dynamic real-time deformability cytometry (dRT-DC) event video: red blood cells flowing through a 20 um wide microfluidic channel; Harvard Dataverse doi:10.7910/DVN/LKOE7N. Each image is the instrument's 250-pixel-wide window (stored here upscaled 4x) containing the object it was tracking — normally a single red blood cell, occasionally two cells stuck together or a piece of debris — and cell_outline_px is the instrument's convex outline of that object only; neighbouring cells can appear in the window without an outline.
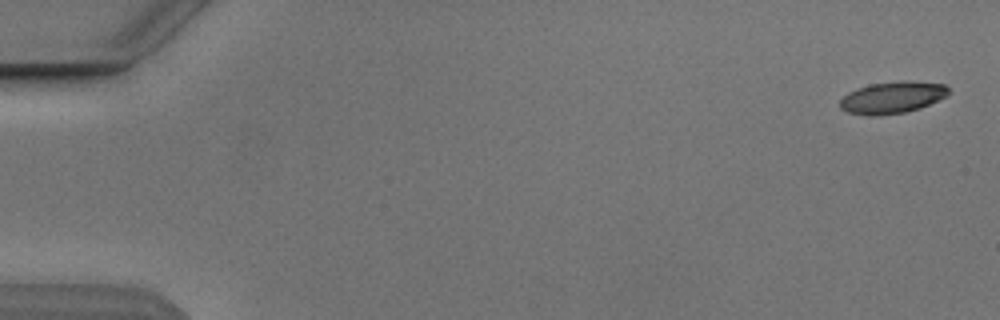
{"species": "Egyptian fruit bat (a non-hibernating species)", "species_latin": "Rousettus aegyptiacus", "temperature_condition": "cold", "stored_images_in_passage": 9, "camera_frame_rate_fps": 3000, "um_per_image_px": 0.085, "animal": {"sex": "male"}, "frame": {"image": 1, "passage_image": 1, "time_ms": 0.0, "image_size_px": [1000, 320], "cell_outline_px": [[952, 92], [948, 96], [920, 108], [904, 112], [880, 116], [868, 116], [848, 112], [840, 108], [840, 100], [848, 92], [856, 88], [868, 84], [904, 80], [908, 80], [944, 84]], "centroid_in_image_um": [75.86, 8.28], "position_along_channel_um": 9.1, "area_um2": 20.46}}
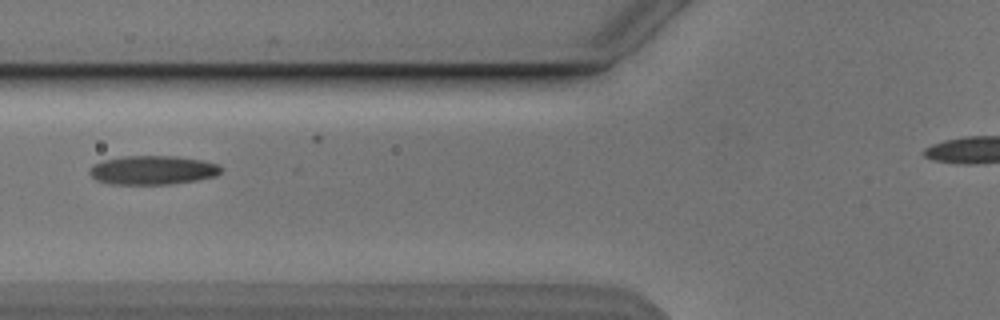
{"frame": {"image": 2, "passage_image": 6, "time_ms": 6.667, "image_size_px": [1000, 320], "cell_outline_px": [[220, 172], [216, 176], [196, 180], [172, 184], [112, 184], [96, 180], [88, 172], [88, 168], [92, 164], [104, 160], [124, 156], [176, 156], [204, 160], [216, 164], [220, 168]], "centroid_in_image_um": [12.94, 14.46], "position_along_channel_um": 112.9, "area_um2": 22.2}}
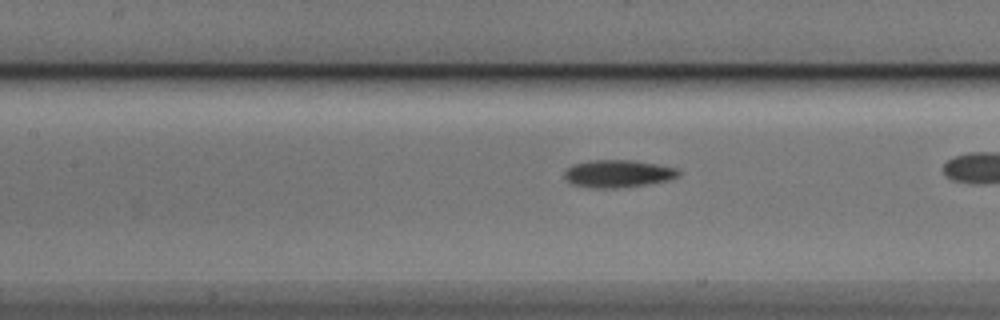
{"frame": {"image": 3, "passage_image": 9, "time_ms": 10.333, "image_size_px": [1000, 320], "cell_outline_px": [[680, 176], [668, 180], [648, 184], [616, 188], [592, 188], [572, 184], [564, 176], [564, 172], [572, 164], [588, 160], [632, 160], [656, 164], [676, 168], [680, 172]], "centroid_in_image_um": [52.52, 14.76], "position_along_channel_um": 154.9, "area_um2": 18.32}}